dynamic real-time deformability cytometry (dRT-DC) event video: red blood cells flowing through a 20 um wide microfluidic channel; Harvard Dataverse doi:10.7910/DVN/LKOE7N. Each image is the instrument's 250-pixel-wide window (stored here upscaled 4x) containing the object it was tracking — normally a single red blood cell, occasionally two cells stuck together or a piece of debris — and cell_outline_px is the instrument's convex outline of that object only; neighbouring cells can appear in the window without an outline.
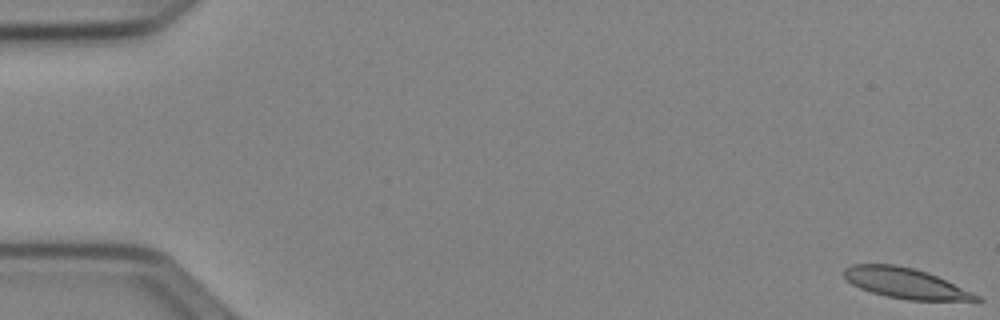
{"species": "Egyptian fruit bat (a non-hibernating species)", "species_latin": "Rousettus aegyptiacus", "temperature_condition": "cold", "stored_images_in_passage": 9, "camera_frame_rate_fps": 3000, "um_per_image_px": 0.085, "animal": {"sex": "female"}, "frame": {"image": 1, "passage_image": 1, "time_ms": 0.0, "image_size_px": [1000, 320], "cell_outline_px": [[984, 300], [908, 300], [888, 296], [872, 292], [860, 288], [852, 284], [844, 276], [844, 268], [852, 264], [892, 264], [912, 268], [936, 276], [980, 296]], "centroid_in_image_um": [76.91, 24.07], "position_along_channel_um": 8.1, "area_um2": 22.83}}